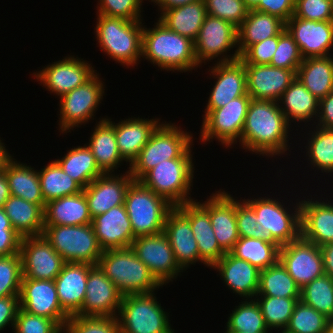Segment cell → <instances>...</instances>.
<instances>
[{"mask_svg":"<svg viewBox=\"0 0 333 333\" xmlns=\"http://www.w3.org/2000/svg\"><path fill=\"white\" fill-rule=\"evenodd\" d=\"M104 82L95 73L87 82L60 97L59 131L67 134L70 129L94 120L98 106L105 95Z\"/></svg>","mask_w":333,"mask_h":333,"instance_id":"obj_12","label":"cell"},{"mask_svg":"<svg viewBox=\"0 0 333 333\" xmlns=\"http://www.w3.org/2000/svg\"><path fill=\"white\" fill-rule=\"evenodd\" d=\"M123 295L98 265L88 273L85 299L79 316L117 317Z\"/></svg>","mask_w":333,"mask_h":333,"instance_id":"obj_19","label":"cell"},{"mask_svg":"<svg viewBox=\"0 0 333 333\" xmlns=\"http://www.w3.org/2000/svg\"><path fill=\"white\" fill-rule=\"evenodd\" d=\"M198 0H149V2H153L156 6L158 5L159 12L164 11L165 9L173 8L176 6L185 5L188 3H192Z\"/></svg>","mask_w":333,"mask_h":333,"instance_id":"obj_63","label":"cell"},{"mask_svg":"<svg viewBox=\"0 0 333 333\" xmlns=\"http://www.w3.org/2000/svg\"><path fill=\"white\" fill-rule=\"evenodd\" d=\"M243 1L249 10L255 9L260 3V0H243Z\"/></svg>","mask_w":333,"mask_h":333,"instance_id":"obj_67","label":"cell"},{"mask_svg":"<svg viewBox=\"0 0 333 333\" xmlns=\"http://www.w3.org/2000/svg\"><path fill=\"white\" fill-rule=\"evenodd\" d=\"M315 124L325 129H333V90L324 98L319 100V112Z\"/></svg>","mask_w":333,"mask_h":333,"instance_id":"obj_61","label":"cell"},{"mask_svg":"<svg viewBox=\"0 0 333 333\" xmlns=\"http://www.w3.org/2000/svg\"><path fill=\"white\" fill-rule=\"evenodd\" d=\"M331 6H332V16H333V0H331Z\"/></svg>","mask_w":333,"mask_h":333,"instance_id":"obj_69","label":"cell"},{"mask_svg":"<svg viewBox=\"0 0 333 333\" xmlns=\"http://www.w3.org/2000/svg\"><path fill=\"white\" fill-rule=\"evenodd\" d=\"M19 308V295L0 298V331L7 325L14 328Z\"/></svg>","mask_w":333,"mask_h":333,"instance_id":"obj_59","label":"cell"},{"mask_svg":"<svg viewBox=\"0 0 333 333\" xmlns=\"http://www.w3.org/2000/svg\"><path fill=\"white\" fill-rule=\"evenodd\" d=\"M97 2V15L122 18L128 21L142 20L143 0H98Z\"/></svg>","mask_w":333,"mask_h":333,"instance_id":"obj_53","label":"cell"},{"mask_svg":"<svg viewBox=\"0 0 333 333\" xmlns=\"http://www.w3.org/2000/svg\"><path fill=\"white\" fill-rule=\"evenodd\" d=\"M323 257V270L333 279V242L320 246Z\"/></svg>","mask_w":333,"mask_h":333,"instance_id":"obj_62","label":"cell"},{"mask_svg":"<svg viewBox=\"0 0 333 333\" xmlns=\"http://www.w3.org/2000/svg\"><path fill=\"white\" fill-rule=\"evenodd\" d=\"M295 0H260L254 9L279 17L285 23L294 15Z\"/></svg>","mask_w":333,"mask_h":333,"instance_id":"obj_58","label":"cell"},{"mask_svg":"<svg viewBox=\"0 0 333 333\" xmlns=\"http://www.w3.org/2000/svg\"><path fill=\"white\" fill-rule=\"evenodd\" d=\"M124 206L134 238L164 232L167 213L173 208L164 198L136 180L128 186Z\"/></svg>","mask_w":333,"mask_h":333,"instance_id":"obj_8","label":"cell"},{"mask_svg":"<svg viewBox=\"0 0 333 333\" xmlns=\"http://www.w3.org/2000/svg\"><path fill=\"white\" fill-rule=\"evenodd\" d=\"M15 333H63V329L52 319L34 315L19 308L15 320Z\"/></svg>","mask_w":333,"mask_h":333,"instance_id":"obj_54","label":"cell"},{"mask_svg":"<svg viewBox=\"0 0 333 333\" xmlns=\"http://www.w3.org/2000/svg\"><path fill=\"white\" fill-rule=\"evenodd\" d=\"M110 118H100L86 144L92 151L96 164L104 173H114L119 165L125 161L119 154L116 142L114 122Z\"/></svg>","mask_w":333,"mask_h":333,"instance_id":"obj_32","label":"cell"},{"mask_svg":"<svg viewBox=\"0 0 333 333\" xmlns=\"http://www.w3.org/2000/svg\"><path fill=\"white\" fill-rule=\"evenodd\" d=\"M315 128V129H314ZM307 133L306 156L312 169L331 176L333 172V129L314 126ZM311 135V136H310ZM314 167V168H313Z\"/></svg>","mask_w":333,"mask_h":333,"instance_id":"obj_43","label":"cell"},{"mask_svg":"<svg viewBox=\"0 0 333 333\" xmlns=\"http://www.w3.org/2000/svg\"><path fill=\"white\" fill-rule=\"evenodd\" d=\"M247 94L254 100L278 102L295 80L296 73L269 64H245Z\"/></svg>","mask_w":333,"mask_h":333,"instance_id":"obj_21","label":"cell"},{"mask_svg":"<svg viewBox=\"0 0 333 333\" xmlns=\"http://www.w3.org/2000/svg\"><path fill=\"white\" fill-rule=\"evenodd\" d=\"M92 217L84 191L64 196L46 203L44 209V226L89 225Z\"/></svg>","mask_w":333,"mask_h":333,"instance_id":"obj_33","label":"cell"},{"mask_svg":"<svg viewBox=\"0 0 333 333\" xmlns=\"http://www.w3.org/2000/svg\"><path fill=\"white\" fill-rule=\"evenodd\" d=\"M131 249L163 286L183 272L164 232L135 238Z\"/></svg>","mask_w":333,"mask_h":333,"instance_id":"obj_14","label":"cell"},{"mask_svg":"<svg viewBox=\"0 0 333 333\" xmlns=\"http://www.w3.org/2000/svg\"><path fill=\"white\" fill-rule=\"evenodd\" d=\"M12 228L23 238L41 236L44 231V208L22 198L10 196L4 204Z\"/></svg>","mask_w":333,"mask_h":333,"instance_id":"obj_38","label":"cell"},{"mask_svg":"<svg viewBox=\"0 0 333 333\" xmlns=\"http://www.w3.org/2000/svg\"><path fill=\"white\" fill-rule=\"evenodd\" d=\"M211 77L216 79L210 91L205 111L224 107L231 100L247 93L245 64L240 60L215 63L210 67Z\"/></svg>","mask_w":333,"mask_h":333,"instance_id":"obj_23","label":"cell"},{"mask_svg":"<svg viewBox=\"0 0 333 333\" xmlns=\"http://www.w3.org/2000/svg\"><path fill=\"white\" fill-rule=\"evenodd\" d=\"M178 208L189 218L200 259L211 269L226 252L217 242L209 212L197 200L184 203Z\"/></svg>","mask_w":333,"mask_h":333,"instance_id":"obj_28","label":"cell"},{"mask_svg":"<svg viewBox=\"0 0 333 333\" xmlns=\"http://www.w3.org/2000/svg\"><path fill=\"white\" fill-rule=\"evenodd\" d=\"M285 29L297 43L303 59L332 56L333 21H313L292 16Z\"/></svg>","mask_w":333,"mask_h":333,"instance_id":"obj_20","label":"cell"},{"mask_svg":"<svg viewBox=\"0 0 333 333\" xmlns=\"http://www.w3.org/2000/svg\"><path fill=\"white\" fill-rule=\"evenodd\" d=\"M20 255L22 278L55 280L66 263L43 235L23 237Z\"/></svg>","mask_w":333,"mask_h":333,"instance_id":"obj_17","label":"cell"},{"mask_svg":"<svg viewBox=\"0 0 333 333\" xmlns=\"http://www.w3.org/2000/svg\"><path fill=\"white\" fill-rule=\"evenodd\" d=\"M242 299L228 316L225 332L270 333L257 301Z\"/></svg>","mask_w":333,"mask_h":333,"instance_id":"obj_45","label":"cell"},{"mask_svg":"<svg viewBox=\"0 0 333 333\" xmlns=\"http://www.w3.org/2000/svg\"><path fill=\"white\" fill-rule=\"evenodd\" d=\"M300 289L278 260L274 265L260 271L256 296L300 298Z\"/></svg>","mask_w":333,"mask_h":333,"instance_id":"obj_42","label":"cell"},{"mask_svg":"<svg viewBox=\"0 0 333 333\" xmlns=\"http://www.w3.org/2000/svg\"><path fill=\"white\" fill-rule=\"evenodd\" d=\"M63 333H120L117 317L70 316Z\"/></svg>","mask_w":333,"mask_h":333,"instance_id":"obj_49","label":"cell"},{"mask_svg":"<svg viewBox=\"0 0 333 333\" xmlns=\"http://www.w3.org/2000/svg\"><path fill=\"white\" fill-rule=\"evenodd\" d=\"M303 62L297 43L289 32L284 29L279 34L278 45L269 65L293 70L295 73Z\"/></svg>","mask_w":333,"mask_h":333,"instance_id":"obj_51","label":"cell"},{"mask_svg":"<svg viewBox=\"0 0 333 333\" xmlns=\"http://www.w3.org/2000/svg\"><path fill=\"white\" fill-rule=\"evenodd\" d=\"M328 333H333V325L330 327Z\"/></svg>","mask_w":333,"mask_h":333,"instance_id":"obj_68","label":"cell"},{"mask_svg":"<svg viewBox=\"0 0 333 333\" xmlns=\"http://www.w3.org/2000/svg\"><path fill=\"white\" fill-rule=\"evenodd\" d=\"M300 300L333 322V279L327 274L317 277L300 289Z\"/></svg>","mask_w":333,"mask_h":333,"instance_id":"obj_46","label":"cell"},{"mask_svg":"<svg viewBox=\"0 0 333 333\" xmlns=\"http://www.w3.org/2000/svg\"><path fill=\"white\" fill-rule=\"evenodd\" d=\"M22 277L20 253L0 256V298L19 295Z\"/></svg>","mask_w":333,"mask_h":333,"instance_id":"obj_50","label":"cell"},{"mask_svg":"<svg viewBox=\"0 0 333 333\" xmlns=\"http://www.w3.org/2000/svg\"><path fill=\"white\" fill-rule=\"evenodd\" d=\"M230 252L260 271L279 260V248L274 243L263 239L240 237Z\"/></svg>","mask_w":333,"mask_h":333,"instance_id":"obj_44","label":"cell"},{"mask_svg":"<svg viewBox=\"0 0 333 333\" xmlns=\"http://www.w3.org/2000/svg\"><path fill=\"white\" fill-rule=\"evenodd\" d=\"M164 233L169 239L176 262L183 271L196 262L205 264L200 259L189 218L178 207H173L167 213Z\"/></svg>","mask_w":333,"mask_h":333,"instance_id":"obj_25","label":"cell"},{"mask_svg":"<svg viewBox=\"0 0 333 333\" xmlns=\"http://www.w3.org/2000/svg\"><path fill=\"white\" fill-rule=\"evenodd\" d=\"M285 29V22L279 17L249 10L247 17L237 28L238 52L240 56L253 44L278 36Z\"/></svg>","mask_w":333,"mask_h":333,"instance_id":"obj_34","label":"cell"},{"mask_svg":"<svg viewBox=\"0 0 333 333\" xmlns=\"http://www.w3.org/2000/svg\"><path fill=\"white\" fill-rule=\"evenodd\" d=\"M296 78L318 100L326 97L333 90V56L303 59Z\"/></svg>","mask_w":333,"mask_h":333,"instance_id":"obj_39","label":"cell"},{"mask_svg":"<svg viewBox=\"0 0 333 333\" xmlns=\"http://www.w3.org/2000/svg\"><path fill=\"white\" fill-rule=\"evenodd\" d=\"M250 102L251 97L246 93L231 100L224 107L204 111L199 140H202V143H207L217 139L226 148H232V145L237 142L240 145L241 133Z\"/></svg>","mask_w":333,"mask_h":333,"instance_id":"obj_11","label":"cell"},{"mask_svg":"<svg viewBox=\"0 0 333 333\" xmlns=\"http://www.w3.org/2000/svg\"><path fill=\"white\" fill-rule=\"evenodd\" d=\"M290 127L278 102L251 99L240 144L242 149L259 156L287 155L285 152H291L288 139Z\"/></svg>","mask_w":333,"mask_h":333,"instance_id":"obj_1","label":"cell"},{"mask_svg":"<svg viewBox=\"0 0 333 333\" xmlns=\"http://www.w3.org/2000/svg\"><path fill=\"white\" fill-rule=\"evenodd\" d=\"M4 172L7 176L11 196L39 204L45 209L46 204L41 191L38 170L30 165L27 166L26 163H20L12 157Z\"/></svg>","mask_w":333,"mask_h":333,"instance_id":"obj_37","label":"cell"},{"mask_svg":"<svg viewBox=\"0 0 333 333\" xmlns=\"http://www.w3.org/2000/svg\"><path fill=\"white\" fill-rule=\"evenodd\" d=\"M175 123L162 122L152 133L138 157L128 167L134 180L139 181L148 171L164 160L193 158V136Z\"/></svg>","mask_w":333,"mask_h":333,"instance_id":"obj_4","label":"cell"},{"mask_svg":"<svg viewBox=\"0 0 333 333\" xmlns=\"http://www.w3.org/2000/svg\"><path fill=\"white\" fill-rule=\"evenodd\" d=\"M19 302L26 312L52 319L62 329L70 317L61 308L54 280L22 278Z\"/></svg>","mask_w":333,"mask_h":333,"instance_id":"obj_18","label":"cell"},{"mask_svg":"<svg viewBox=\"0 0 333 333\" xmlns=\"http://www.w3.org/2000/svg\"><path fill=\"white\" fill-rule=\"evenodd\" d=\"M207 15L220 18L239 27L249 9L243 0H204Z\"/></svg>","mask_w":333,"mask_h":333,"instance_id":"obj_52","label":"cell"},{"mask_svg":"<svg viewBox=\"0 0 333 333\" xmlns=\"http://www.w3.org/2000/svg\"><path fill=\"white\" fill-rule=\"evenodd\" d=\"M279 261L300 288L324 274L320 247L302 236L279 248Z\"/></svg>","mask_w":333,"mask_h":333,"instance_id":"obj_16","label":"cell"},{"mask_svg":"<svg viewBox=\"0 0 333 333\" xmlns=\"http://www.w3.org/2000/svg\"><path fill=\"white\" fill-rule=\"evenodd\" d=\"M234 47L237 48L235 53L228 55V51ZM194 54L199 66L217 58L216 63L240 59L237 27L228 21L207 15L194 40Z\"/></svg>","mask_w":333,"mask_h":333,"instance_id":"obj_13","label":"cell"},{"mask_svg":"<svg viewBox=\"0 0 333 333\" xmlns=\"http://www.w3.org/2000/svg\"><path fill=\"white\" fill-rule=\"evenodd\" d=\"M208 212L219 246L230 252L239 240L236 221V200L222 189L215 191L204 202H199Z\"/></svg>","mask_w":333,"mask_h":333,"instance_id":"obj_24","label":"cell"},{"mask_svg":"<svg viewBox=\"0 0 333 333\" xmlns=\"http://www.w3.org/2000/svg\"><path fill=\"white\" fill-rule=\"evenodd\" d=\"M192 159L164 160L148 171L139 181L173 207L194 201L189 193L193 187L195 170Z\"/></svg>","mask_w":333,"mask_h":333,"instance_id":"obj_7","label":"cell"},{"mask_svg":"<svg viewBox=\"0 0 333 333\" xmlns=\"http://www.w3.org/2000/svg\"><path fill=\"white\" fill-rule=\"evenodd\" d=\"M3 229H13L8 216L6 215L4 208L0 207V231Z\"/></svg>","mask_w":333,"mask_h":333,"instance_id":"obj_66","label":"cell"},{"mask_svg":"<svg viewBox=\"0 0 333 333\" xmlns=\"http://www.w3.org/2000/svg\"><path fill=\"white\" fill-rule=\"evenodd\" d=\"M265 323L269 330H281L287 327L295 305L300 298H283L272 296H256Z\"/></svg>","mask_w":333,"mask_h":333,"instance_id":"obj_48","label":"cell"},{"mask_svg":"<svg viewBox=\"0 0 333 333\" xmlns=\"http://www.w3.org/2000/svg\"><path fill=\"white\" fill-rule=\"evenodd\" d=\"M332 325L329 318L299 300L283 333H328Z\"/></svg>","mask_w":333,"mask_h":333,"instance_id":"obj_47","label":"cell"},{"mask_svg":"<svg viewBox=\"0 0 333 333\" xmlns=\"http://www.w3.org/2000/svg\"><path fill=\"white\" fill-rule=\"evenodd\" d=\"M233 293L246 299H254L259 288V274L255 266L249 262L226 252L212 267Z\"/></svg>","mask_w":333,"mask_h":333,"instance_id":"obj_29","label":"cell"},{"mask_svg":"<svg viewBox=\"0 0 333 333\" xmlns=\"http://www.w3.org/2000/svg\"><path fill=\"white\" fill-rule=\"evenodd\" d=\"M92 226L100 248H130L134 238L133 229L124 205L111 208L92 219Z\"/></svg>","mask_w":333,"mask_h":333,"instance_id":"obj_26","label":"cell"},{"mask_svg":"<svg viewBox=\"0 0 333 333\" xmlns=\"http://www.w3.org/2000/svg\"><path fill=\"white\" fill-rule=\"evenodd\" d=\"M38 175L45 204L83 191V188L69 177L55 160L41 168Z\"/></svg>","mask_w":333,"mask_h":333,"instance_id":"obj_41","label":"cell"},{"mask_svg":"<svg viewBox=\"0 0 333 333\" xmlns=\"http://www.w3.org/2000/svg\"><path fill=\"white\" fill-rule=\"evenodd\" d=\"M10 196L7 176L4 170H2L0 171V207H4L5 202Z\"/></svg>","mask_w":333,"mask_h":333,"instance_id":"obj_64","label":"cell"},{"mask_svg":"<svg viewBox=\"0 0 333 333\" xmlns=\"http://www.w3.org/2000/svg\"><path fill=\"white\" fill-rule=\"evenodd\" d=\"M93 266L86 263H65L54 280L61 308L69 316L76 315L82 308L88 273Z\"/></svg>","mask_w":333,"mask_h":333,"instance_id":"obj_30","label":"cell"},{"mask_svg":"<svg viewBox=\"0 0 333 333\" xmlns=\"http://www.w3.org/2000/svg\"><path fill=\"white\" fill-rule=\"evenodd\" d=\"M1 141L3 140L0 139V171L4 170L8 161L12 157H14L9 153L8 149H6L5 144Z\"/></svg>","mask_w":333,"mask_h":333,"instance_id":"obj_65","label":"cell"},{"mask_svg":"<svg viewBox=\"0 0 333 333\" xmlns=\"http://www.w3.org/2000/svg\"><path fill=\"white\" fill-rule=\"evenodd\" d=\"M55 161L83 189L104 174L97 166L92 151L86 143L69 149L61 159Z\"/></svg>","mask_w":333,"mask_h":333,"instance_id":"obj_40","label":"cell"},{"mask_svg":"<svg viewBox=\"0 0 333 333\" xmlns=\"http://www.w3.org/2000/svg\"><path fill=\"white\" fill-rule=\"evenodd\" d=\"M153 28L143 25L142 58L162 70L180 73L199 68L194 41L168 29L157 20Z\"/></svg>","mask_w":333,"mask_h":333,"instance_id":"obj_2","label":"cell"},{"mask_svg":"<svg viewBox=\"0 0 333 333\" xmlns=\"http://www.w3.org/2000/svg\"><path fill=\"white\" fill-rule=\"evenodd\" d=\"M224 333H241V332H224Z\"/></svg>","mask_w":333,"mask_h":333,"instance_id":"obj_70","label":"cell"},{"mask_svg":"<svg viewBox=\"0 0 333 333\" xmlns=\"http://www.w3.org/2000/svg\"><path fill=\"white\" fill-rule=\"evenodd\" d=\"M63 58L33 73V77L42 87L59 98L87 82L97 72L89 61L77 56L75 58L68 55Z\"/></svg>","mask_w":333,"mask_h":333,"instance_id":"obj_15","label":"cell"},{"mask_svg":"<svg viewBox=\"0 0 333 333\" xmlns=\"http://www.w3.org/2000/svg\"><path fill=\"white\" fill-rule=\"evenodd\" d=\"M42 235L66 263L97 265L103 252L92 224L44 226Z\"/></svg>","mask_w":333,"mask_h":333,"instance_id":"obj_10","label":"cell"},{"mask_svg":"<svg viewBox=\"0 0 333 333\" xmlns=\"http://www.w3.org/2000/svg\"><path fill=\"white\" fill-rule=\"evenodd\" d=\"M22 237L14 229L0 231V256H10L20 253Z\"/></svg>","mask_w":333,"mask_h":333,"instance_id":"obj_60","label":"cell"},{"mask_svg":"<svg viewBox=\"0 0 333 333\" xmlns=\"http://www.w3.org/2000/svg\"><path fill=\"white\" fill-rule=\"evenodd\" d=\"M278 103L290 125L294 121L306 124L311 120L314 121V118V123L316 122L319 100L297 78L284 91Z\"/></svg>","mask_w":333,"mask_h":333,"instance_id":"obj_35","label":"cell"},{"mask_svg":"<svg viewBox=\"0 0 333 333\" xmlns=\"http://www.w3.org/2000/svg\"><path fill=\"white\" fill-rule=\"evenodd\" d=\"M117 319L120 333H175L155 292L124 295Z\"/></svg>","mask_w":333,"mask_h":333,"instance_id":"obj_9","label":"cell"},{"mask_svg":"<svg viewBox=\"0 0 333 333\" xmlns=\"http://www.w3.org/2000/svg\"><path fill=\"white\" fill-rule=\"evenodd\" d=\"M243 200L257 215L256 222L260 223L261 239L280 248L301 236L300 200L292 209L285 207V203L280 202V199L269 198L268 195Z\"/></svg>","mask_w":333,"mask_h":333,"instance_id":"obj_6","label":"cell"},{"mask_svg":"<svg viewBox=\"0 0 333 333\" xmlns=\"http://www.w3.org/2000/svg\"><path fill=\"white\" fill-rule=\"evenodd\" d=\"M294 17L313 21H333L331 0H295Z\"/></svg>","mask_w":333,"mask_h":333,"instance_id":"obj_55","label":"cell"},{"mask_svg":"<svg viewBox=\"0 0 333 333\" xmlns=\"http://www.w3.org/2000/svg\"><path fill=\"white\" fill-rule=\"evenodd\" d=\"M97 265L123 296L151 293L163 287L131 247L104 250Z\"/></svg>","mask_w":333,"mask_h":333,"instance_id":"obj_5","label":"cell"},{"mask_svg":"<svg viewBox=\"0 0 333 333\" xmlns=\"http://www.w3.org/2000/svg\"><path fill=\"white\" fill-rule=\"evenodd\" d=\"M279 35L251 45L241 56L244 64H270L278 45Z\"/></svg>","mask_w":333,"mask_h":333,"instance_id":"obj_57","label":"cell"},{"mask_svg":"<svg viewBox=\"0 0 333 333\" xmlns=\"http://www.w3.org/2000/svg\"><path fill=\"white\" fill-rule=\"evenodd\" d=\"M157 18L168 29L194 41L205 21L207 11L204 0L165 9Z\"/></svg>","mask_w":333,"mask_h":333,"instance_id":"obj_36","label":"cell"},{"mask_svg":"<svg viewBox=\"0 0 333 333\" xmlns=\"http://www.w3.org/2000/svg\"><path fill=\"white\" fill-rule=\"evenodd\" d=\"M96 41L106 55L126 68L138 65L142 57V20L97 15Z\"/></svg>","mask_w":333,"mask_h":333,"instance_id":"obj_3","label":"cell"},{"mask_svg":"<svg viewBox=\"0 0 333 333\" xmlns=\"http://www.w3.org/2000/svg\"><path fill=\"white\" fill-rule=\"evenodd\" d=\"M255 211L242 199H236V221L240 237L261 239L260 223Z\"/></svg>","mask_w":333,"mask_h":333,"instance_id":"obj_56","label":"cell"},{"mask_svg":"<svg viewBox=\"0 0 333 333\" xmlns=\"http://www.w3.org/2000/svg\"><path fill=\"white\" fill-rule=\"evenodd\" d=\"M129 170L124 174L106 173L83 189L92 219L111 208L124 205L128 186L133 181Z\"/></svg>","mask_w":333,"mask_h":333,"instance_id":"obj_22","label":"cell"},{"mask_svg":"<svg viewBox=\"0 0 333 333\" xmlns=\"http://www.w3.org/2000/svg\"><path fill=\"white\" fill-rule=\"evenodd\" d=\"M159 118H126L118 123L114 122L116 142L119 154L129 163L138 157L142 148L149 141L152 133L161 124Z\"/></svg>","mask_w":333,"mask_h":333,"instance_id":"obj_31","label":"cell"},{"mask_svg":"<svg viewBox=\"0 0 333 333\" xmlns=\"http://www.w3.org/2000/svg\"><path fill=\"white\" fill-rule=\"evenodd\" d=\"M313 199L300 201L301 236L320 247L333 242V202Z\"/></svg>","mask_w":333,"mask_h":333,"instance_id":"obj_27","label":"cell"}]
</instances>
